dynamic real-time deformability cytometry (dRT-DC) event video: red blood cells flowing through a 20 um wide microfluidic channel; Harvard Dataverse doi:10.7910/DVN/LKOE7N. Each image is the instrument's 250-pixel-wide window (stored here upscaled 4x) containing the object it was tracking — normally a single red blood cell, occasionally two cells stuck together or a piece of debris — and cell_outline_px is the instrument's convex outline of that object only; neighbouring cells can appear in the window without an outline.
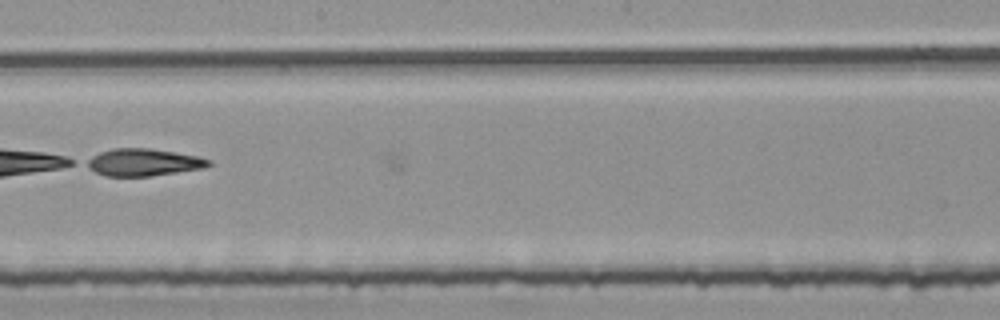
{"species": "common noctule bat (a hibernating species)", "species_latin": "Nyctalus noctula", "temperature_condition": "room temperature", "stored_images_in_passage": 8, "camera_frame_rate_fps": 3000, "um_per_image_px": 0.085, "animal": {"sex": "female", "body_mass_g": 25.1}, "frame": {"image": 1, "passage_image": 8, "time_ms": 2.333, "image_size_px": [1000, 320], "cell_outline_px": [[212, 164], [204, 168], [148, 176], [104, 176], [96, 172], [84, 164], [84, 160], [100, 152], [112, 148], [148, 148], [196, 156], [212, 160]], "centroid_in_image_um": [12.15, 13.79], "position_along_channel_um": 236.1, "area_um2": 19.25}}